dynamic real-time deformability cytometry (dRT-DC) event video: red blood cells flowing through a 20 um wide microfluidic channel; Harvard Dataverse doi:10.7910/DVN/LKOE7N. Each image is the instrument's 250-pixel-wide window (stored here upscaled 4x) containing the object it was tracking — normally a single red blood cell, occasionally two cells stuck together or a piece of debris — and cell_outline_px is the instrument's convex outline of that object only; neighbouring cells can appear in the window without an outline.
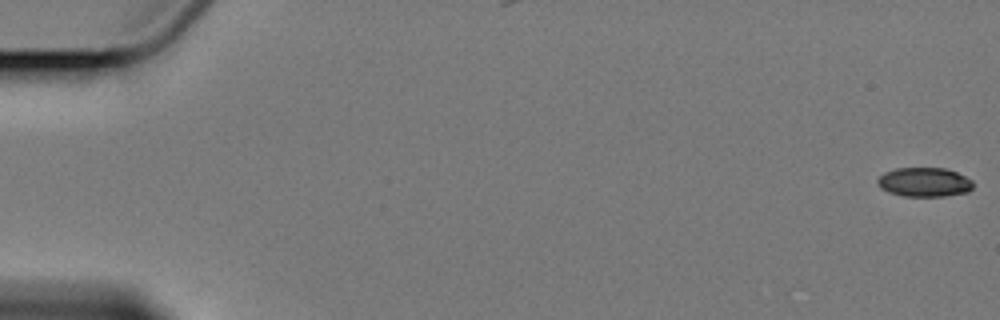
{"species": "Egyptian fruit bat (a non-hibernating species)", "species_latin": "Rousettus aegyptiacus", "temperature_condition": "cold", "stored_images_in_passage": 6, "camera_frame_rate_fps": 3000, "um_per_image_px": 0.085, "animal": {"sex": "female"}, "frame": {"image": 1, "passage_image": 1, "time_ms": 0.0, "image_size_px": [1000, 320], "cell_outline_px": [[972, 188], [968, 192], [944, 196], [904, 196], [888, 192], [880, 188], [876, 184], [876, 180], [884, 172], [896, 168], [944, 168], [956, 172], [972, 180]], "centroid_in_image_um": [78.53, 15.48], "position_along_channel_um": 6.5, "area_um2": 16.3}}
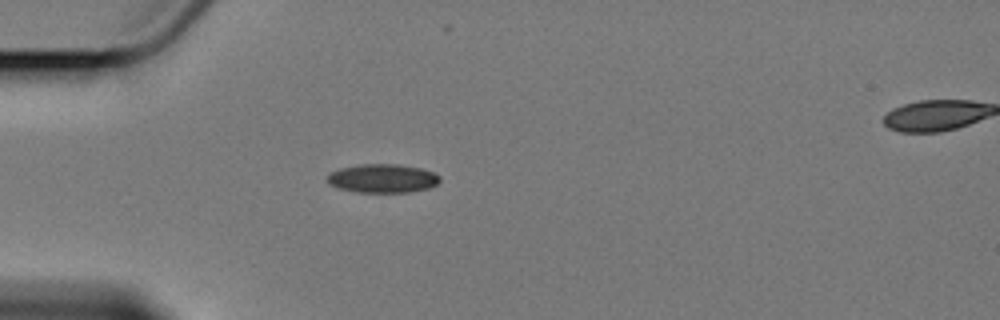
{"frame": {"image": 2, "passage_image": 5, "time_ms": 5.667, "image_size_px": [1000, 320], "cell_outline_px": [[440, 180], [436, 184], [428, 188], [408, 192], [356, 192], [340, 188], [328, 184], [328, 172], [340, 168], [360, 164], [396, 164], [420, 168], [432, 172], [440, 176]], "centroid_in_image_um": [32.49, 15.16], "position_along_channel_um": 52.5, "area_um2": 18.73}}